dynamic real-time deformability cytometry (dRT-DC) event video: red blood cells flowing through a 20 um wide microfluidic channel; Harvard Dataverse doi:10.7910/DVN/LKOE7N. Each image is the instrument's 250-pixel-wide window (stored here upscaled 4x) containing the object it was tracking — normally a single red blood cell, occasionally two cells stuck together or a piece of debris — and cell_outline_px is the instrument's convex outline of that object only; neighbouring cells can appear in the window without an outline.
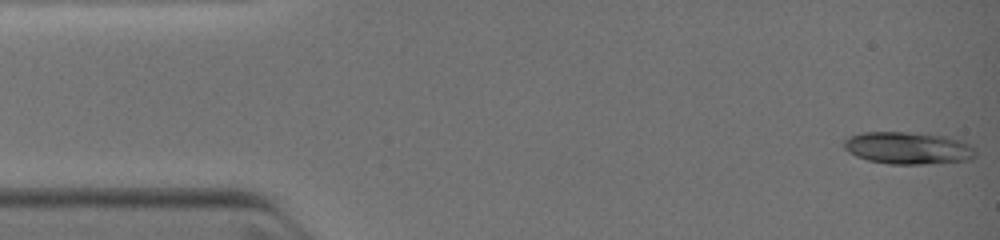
{"species": "common noctule bat (a hibernating species)", "species_latin": "Nyctalus noctula", "temperature_condition": "warm", "stored_images_in_passage": 7, "camera_frame_rate_fps": 3000, "um_per_image_px": 0.085, "animal": {"sex": "female", "body_mass_g": 19.0, "forearm_length_mm": 51.5}, "frame": {"image": 1, "passage_image": 1, "time_ms": 0.0, "image_size_px": [1000, 240], "cell_outline_px": [[976, 156], [968, 160], [928, 164], [888, 164], [868, 160], [856, 156], [848, 152], [844, 148], [844, 140], [852, 136], [864, 132], [908, 132], [948, 136], [972, 144], [976, 148]], "centroid_in_image_um": [77.24, 12.58], "position_along_channel_um": 7.8, "area_um2": 24.91}}
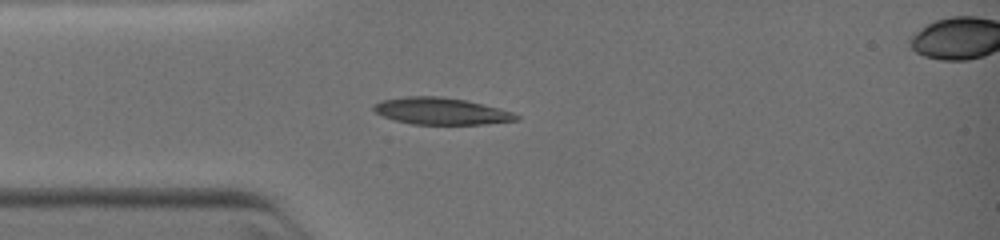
{"frame": {"image": 2, "passage_image": 6, "time_ms": 3.0, "image_size_px": [1000, 240], "cell_outline_px": [[520, 120], [484, 124], [412, 124], [396, 120], [384, 116], [376, 112], [372, 108], [372, 104], [380, 100], [404, 96], [440, 96], [464, 100], [500, 108], [512, 112], [520, 116]], "centroid_in_image_um": [37.49, 9.44], "position_along_channel_um": 47.5, "area_um2": 22.31}}